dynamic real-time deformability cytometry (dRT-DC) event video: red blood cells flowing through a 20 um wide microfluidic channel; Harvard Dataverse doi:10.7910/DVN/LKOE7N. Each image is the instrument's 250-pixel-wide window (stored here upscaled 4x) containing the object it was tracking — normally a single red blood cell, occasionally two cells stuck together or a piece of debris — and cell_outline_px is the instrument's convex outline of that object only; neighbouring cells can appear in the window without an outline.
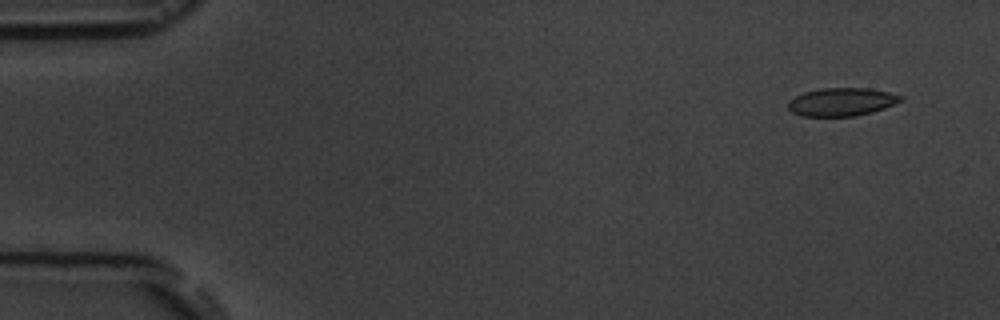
{"species": "common noctule bat (a hibernating species)", "species_latin": "Nyctalus noctula", "temperature_condition": "room temperature", "stored_images_in_passage": 2, "camera_frame_rate_fps": 3000, "um_per_image_px": 0.085, "animal": {"sex": "male", "body_mass_g": 19.5, "forearm_length_mm": 54.6}, "frame": {"image": 1, "passage_image": 1, "time_ms": 0.0, "image_size_px": [1000, 320], "cell_outline_px": [[904, 100], [884, 108], [872, 112], [856, 116], [800, 116], [792, 112], [788, 108], [788, 100], [804, 92], [820, 88], [868, 88], [888, 92], [904, 96]], "centroid_in_image_um": [71.54, 8.66], "position_along_channel_um": 13.5, "area_um2": 18.55}}